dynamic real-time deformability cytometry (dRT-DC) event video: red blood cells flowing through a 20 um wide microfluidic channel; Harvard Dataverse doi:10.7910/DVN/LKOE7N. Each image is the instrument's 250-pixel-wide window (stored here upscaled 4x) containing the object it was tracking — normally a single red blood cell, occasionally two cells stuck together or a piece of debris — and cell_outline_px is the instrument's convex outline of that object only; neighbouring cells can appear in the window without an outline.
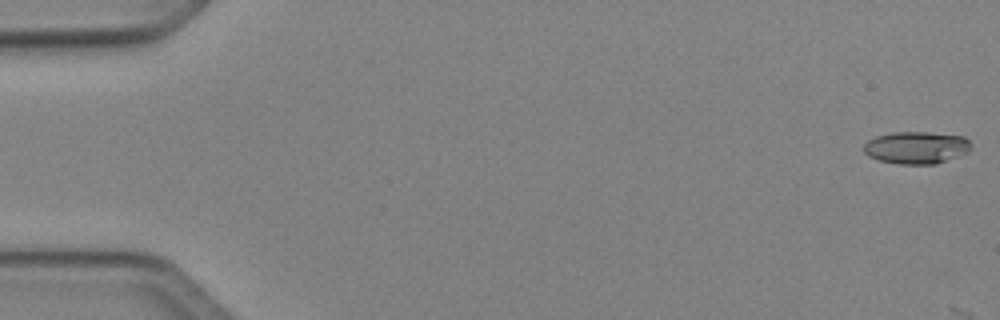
{"species": "Egyptian fruit bat (a non-hibernating species)", "species_latin": "Rousettus aegyptiacus", "temperature_condition": "cold", "stored_images_in_passage": 4, "camera_frame_rate_fps": 3000, "um_per_image_px": 0.085, "animal": {"sex": "female"}, "frame": {"image": 1, "passage_image": 1, "time_ms": 0.0, "image_size_px": [1000, 320], "cell_outline_px": [[972, 148], [968, 152], [936, 164], [896, 164], [880, 160], [868, 156], [864, 152], [864, 144], [868, 140], [876, 136], [892, 132], [928, 132], [964, 136], [972, 144]], "centroid_in_image_um": [77.9, 12.54], "position_along_channel_um": 7.1, "area_um2": 20.29}}